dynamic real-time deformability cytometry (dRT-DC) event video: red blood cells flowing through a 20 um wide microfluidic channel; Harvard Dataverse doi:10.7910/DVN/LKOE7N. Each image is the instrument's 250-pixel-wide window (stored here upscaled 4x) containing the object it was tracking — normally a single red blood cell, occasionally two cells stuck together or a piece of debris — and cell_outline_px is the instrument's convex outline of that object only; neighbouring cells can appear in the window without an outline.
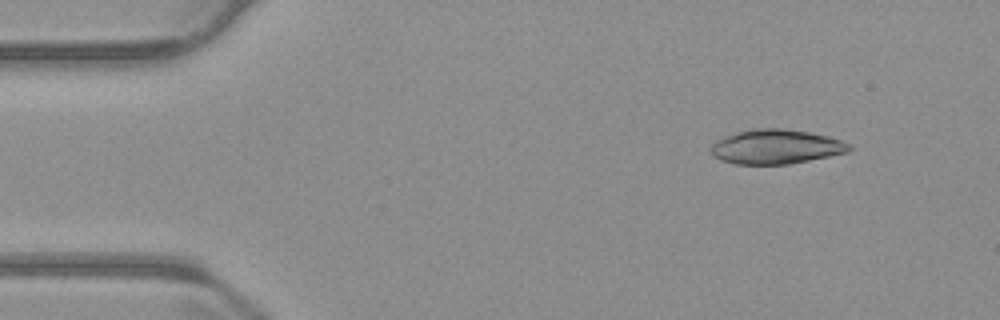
{"species": "common noctule bat (a hibernating species)", "species_latin": "Nyctalus noctula", "temperature_condition": "warm", "stored_images_in_passage": 54, "camera_frame_rate_fps": 3000, "um_per_image_px": 0.085, "animal": {"sex": "male", "body_mass_g": 23.1, "forearm_length_mm": 52.7}, "frame": {"image": 1, "passage_image": 6, "time_ms": 1.667, "image_size_px": [1000, 320], "cell_outline_px": [[852, 148], [848, 152], [788, 164], [736, 164], [720, 160], [712, 156], [708, 148], [716, 140], [736, 132], [752, 128], [784, 128], [808, 132], [828, 136], [852, 144]], "centroid_in_image_um": [65.92, 12.46], "position_along_channel_um": 19.1, "area_um2": 27.92}}